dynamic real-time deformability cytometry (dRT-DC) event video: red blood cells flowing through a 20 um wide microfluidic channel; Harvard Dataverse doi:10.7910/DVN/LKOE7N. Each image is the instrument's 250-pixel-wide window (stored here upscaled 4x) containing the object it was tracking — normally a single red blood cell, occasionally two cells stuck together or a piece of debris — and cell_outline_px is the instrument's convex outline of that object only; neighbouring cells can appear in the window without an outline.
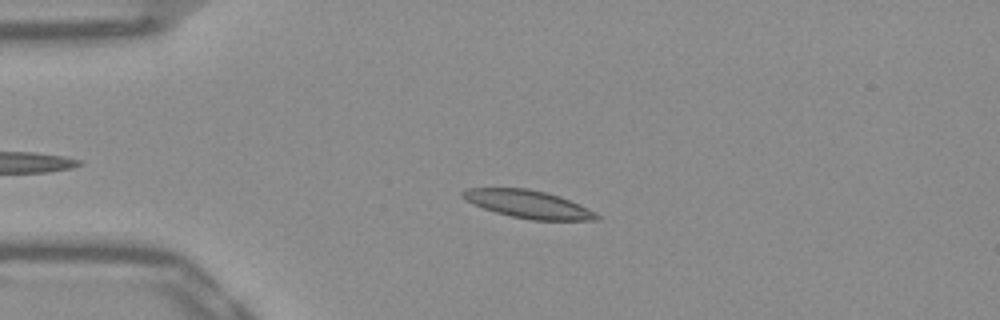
{"species": "Egyptian fruit bat (a non-hibernating species)", "species_latin": "Rousettus aegyptiacus", "temperature_condition": "warm", "stored_images_in_passage": 46, "camera_frame_rate_fps": 3000, "um_per_image_px": 0.085, "frame": {"image": 1, "passage_image": 11, "time_ms": 3.333, "image_size_px": [1000, 320], "cell_outline_px": [[600, 220], [532, 220], [512, 216], [496, 212], [484, 208], [464, 200], [460, 196], [460, 192], [468, 188], [528, 188], [560, 196], [580, 204], [596, 212], [600, 216]], "centroid_in_image_um": [44.91, 17.35], "position_along_channel_um": 40.1, "area_um2": 21.73}}
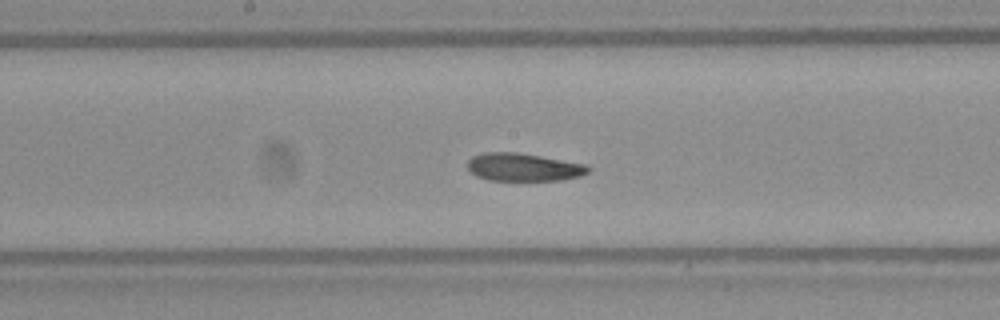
{"frame": {"image": 2, "passage_image": 26, "time_ms": 8.333, "image_size_px": [1000, 320], "cell_outline_px": [[592, 168], [588, 172], [580, 176], [560, 180], [488, 180], [476, 176], [468, 168], [468, 160], [472, 156], [484, 152], [516, 152], [540, 156], [584, 164]], "centroid_in_image_um": [44.48, 14.21], "position_along_channel_um": 203.7, "area_um2": 19.48}}
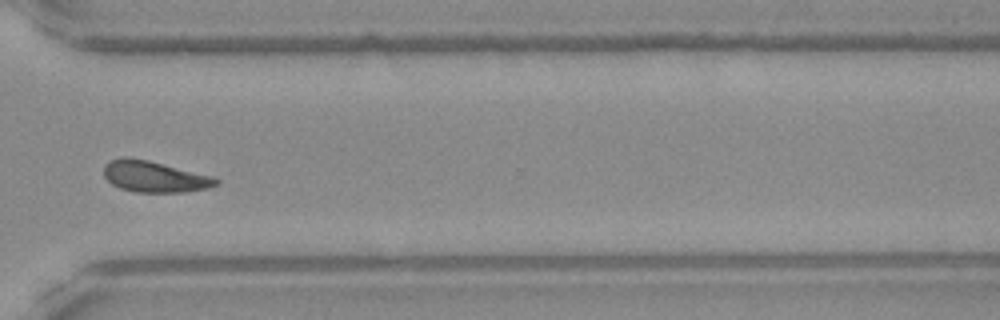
{"frame": {"image": 3, "passage_image": 38, "time_ms": 12.333, "image_size_px": [1000, 320], "cell_outline_px": [[220, 184], [208, 188], [184, 192], [136, 192], [120, 188], [112, 184], [104, 176], [104, 164], [112, 160], [124, 156], [148, 160], [212, 176], [220, 180]], "centroid_in_image_um": [13.14, 15.01], "position_along_channel_um": 357.5, "area_um2": 20.35}, "authors_computed_cell_mechanics": {"area_um2": 20.3456, "velocity_mm_per_s": 3.8379, "shape_relaxation_time_tau1_ms": null, "shape_relaxation_time_tau2_ms": 1.8244, "deformation_change_tau1": null, "deformation_change_tau2": 0.0793}}